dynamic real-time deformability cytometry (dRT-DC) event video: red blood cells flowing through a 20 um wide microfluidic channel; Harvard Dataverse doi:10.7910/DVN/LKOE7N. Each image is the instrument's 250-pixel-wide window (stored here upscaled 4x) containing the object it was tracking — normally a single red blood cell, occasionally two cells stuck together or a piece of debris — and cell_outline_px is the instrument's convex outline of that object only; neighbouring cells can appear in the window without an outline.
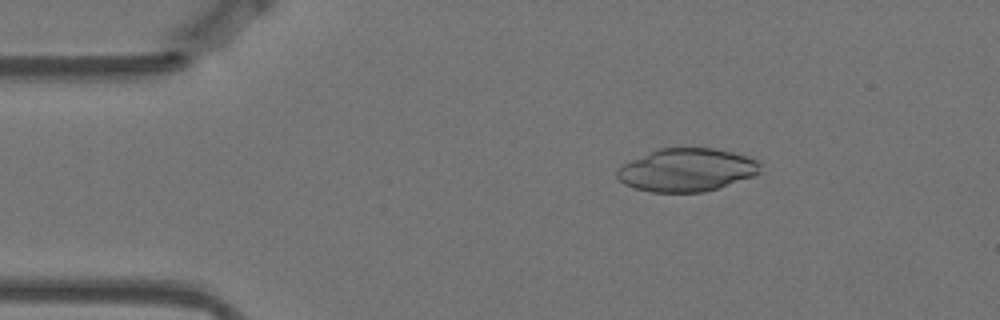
{"species": "Egyptian fruit bat (a non-hibernating species)", "species_latin": "Rousettus aegyptiacus", "temperature_condition": "warm", "stored_images_in_passage": 57, "camera_frame_rate_fps": 3000, "um_per_image_px": 0.085, "animal": {"sex": "female"}, "frame": {"image": 1, "passage_image": 9, "time_ms": 2.667, "image_size_px": [1000, 320], "cell_outline_px": [[760, 172], [752, 176], [704, 192], [652, 192], [636, 188], [624, 184], [616, 176], [616, 172], [624, 164], [632, 160], [660, 148], [712, 148], [732, 152], [748, 156], [756, 160], [760, 164]], "centroid_in_image_um": [58.37, 14.44], "position_along_channel_um": 26.6, "area_um2": 35.37}}